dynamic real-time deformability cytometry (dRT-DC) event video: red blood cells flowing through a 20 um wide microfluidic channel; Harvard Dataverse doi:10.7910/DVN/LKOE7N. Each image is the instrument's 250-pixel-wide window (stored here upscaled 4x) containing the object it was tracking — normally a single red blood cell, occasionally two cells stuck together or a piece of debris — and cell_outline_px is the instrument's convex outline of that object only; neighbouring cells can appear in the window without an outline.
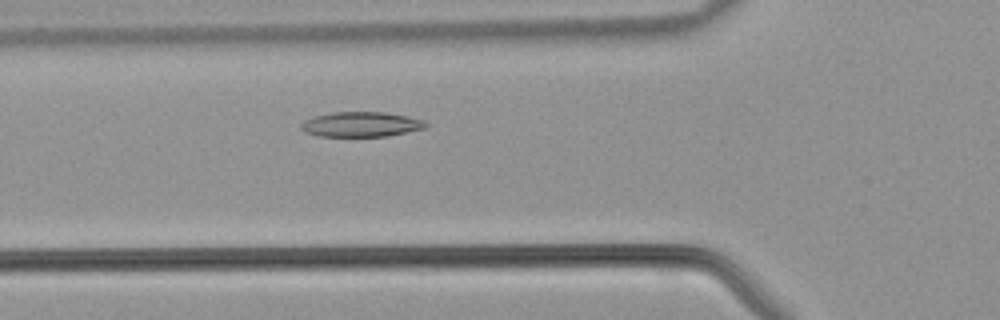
{"species": "common noctule bat (a hibernating species)", "species_latin": "Nyctalus noctula", "temperature_condition": "warm", "stored_images_in_passage": 35, "camera_frame_rate_fps": 3000, "um_per_image_px": 0.085, "animal": {"sex": "male", "body_mass_g": 21.5, "forearm_length_mm": 52.0}, "frame": {"image": 1, "passage_image": 9, "time_ms": 2.667, "image_size_px": [1000, 320], "cell_outline_px": [[428, 124], [424, 128], [388, 136], [316, 136], [304, 132], [300, 128], [300, 124], [304, 120], [316, 116], [332, 112], [384, 112], [408, 116], [424, 120]], "centroid_in_image_um": [30.67, 10.57], "position_along_channel_um": 95.1, "area_um2": 18.15}}
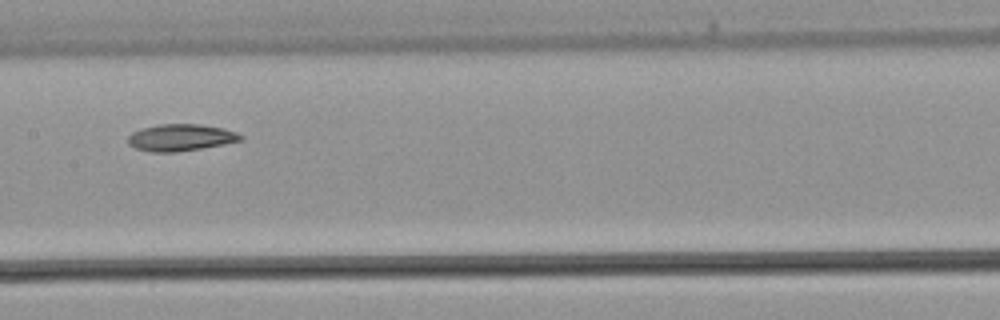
{"frame": {"image": 2, "passage_image": 15, "time_ms": 4.667, "image_size_px": [1000, 320], "cell_outline_px": [[244, 140], [224, 144], [176, 152], [152, 152], [136, 148], [128, 144], [128, 136], [132, 132], [144, 128], [160, 124], [196, 124], [224, 128], [236, 132], [244, 136]], "centroid_in_image_um": [15.38, 11.69], "position_along_channel_um": 192.0, "area_um2": 17.51}}
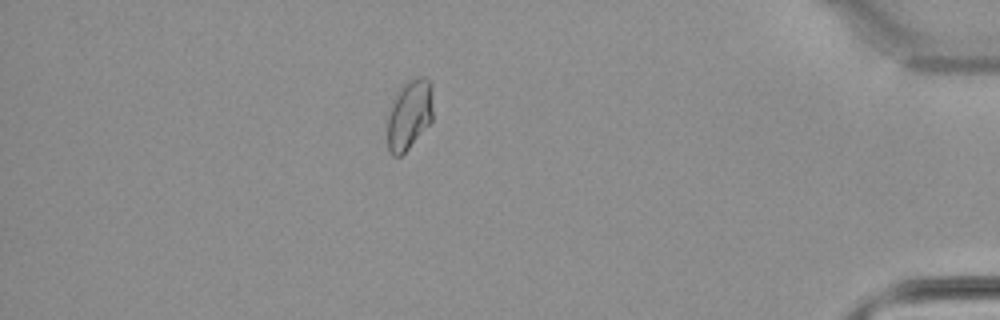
{"frame": {"image": 3, "passage_image": 31, "time_ms": 10.0, "image_size_px": [1000, 320], "cell_outline_px": [[432, 120], [408, 148], [400, 156], [392, 156], [388, 148], [388, 116], [396, 92], [400, 84], [408, 80], [420, 76], [424, 76], [432, 84]], "centroid_in_image_um": [34.79, 9.69], "position_along_channel_um": 400.4, "area_um2": 18.55}}